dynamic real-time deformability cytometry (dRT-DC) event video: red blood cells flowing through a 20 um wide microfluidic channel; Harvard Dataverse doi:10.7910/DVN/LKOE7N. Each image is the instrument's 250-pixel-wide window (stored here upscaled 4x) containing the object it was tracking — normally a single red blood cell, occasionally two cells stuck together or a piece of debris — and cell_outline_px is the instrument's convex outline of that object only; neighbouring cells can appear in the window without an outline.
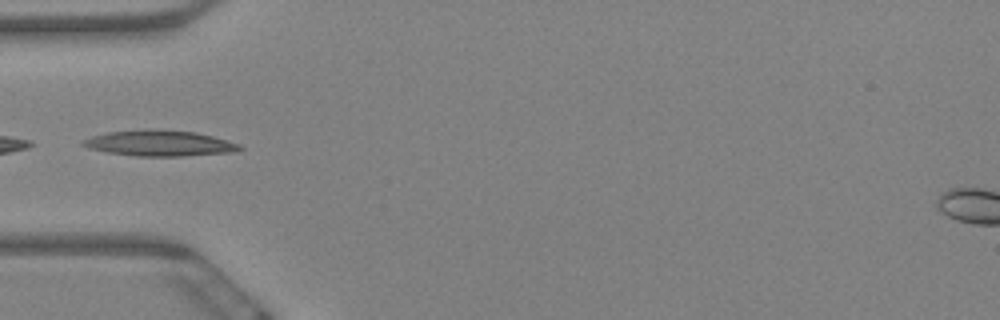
{"species": "Egyptian fruit bat (a non-hibernating species)", "species_latin": "Rousettus aegyptiacus", "temperature_condition": "warm", "stored_images_in_passage": 17, "camera_frame_rate_fps": 3000, "um_per_image_px": 0.085, "animal": {"sex": "female"}, "frame": {"image": 1, "passage_image": 6, "time_ms": 1.667, "image_size_px": [1000, 320], "cell_outline_px": [[244, 148], [236, 152], [180, 156], [136, 156], [108, 152], [88, 148], [80, 144], [84, 140], [92, 136], [108, 132], [144, 128], [152, 128], [196, 132], [228, 140], [240, 144]], "centroid_in_image_um": [13.59, 12.16], "position_along_channel_um": 71.4, "area_um2": 23.76}}
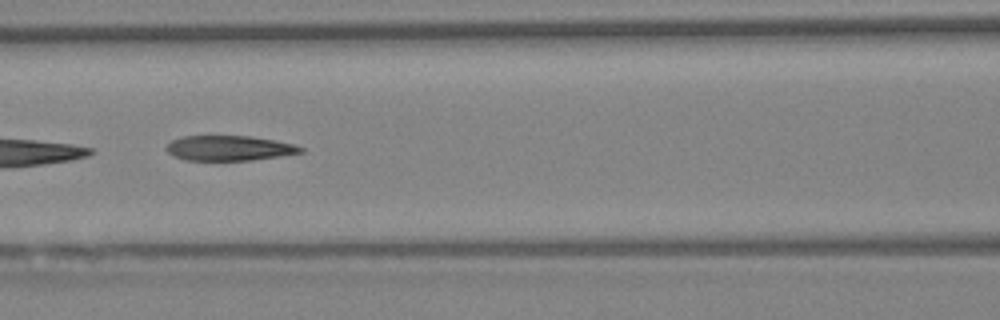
{"frame": {"image": 2, "passage_image": 8, "time_ms": 2.333, "image_size_px": [1000, 320], "cell_outline_px": [[304, 152], [280, 156], [252, 160], [184, 160], [168, 152], [164, 148], [172, 140], [184, 136], [252, 136], [292, 144], [304, 148]], "centroid_in_image_um": [19.47, 12.59], "position_along_channel_um": 147.1, "area_um2": 19.42}}